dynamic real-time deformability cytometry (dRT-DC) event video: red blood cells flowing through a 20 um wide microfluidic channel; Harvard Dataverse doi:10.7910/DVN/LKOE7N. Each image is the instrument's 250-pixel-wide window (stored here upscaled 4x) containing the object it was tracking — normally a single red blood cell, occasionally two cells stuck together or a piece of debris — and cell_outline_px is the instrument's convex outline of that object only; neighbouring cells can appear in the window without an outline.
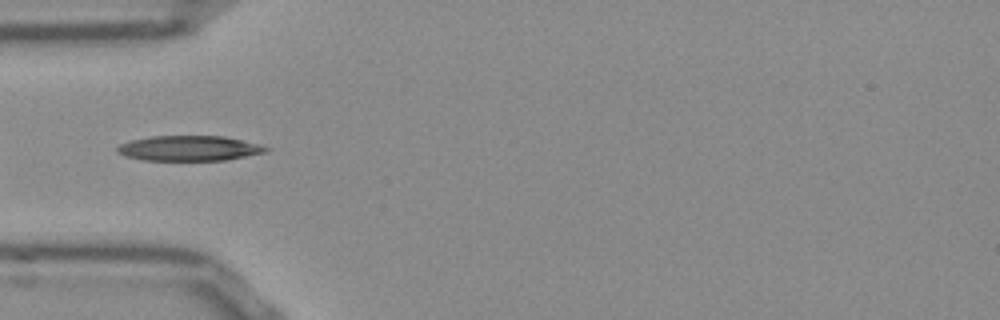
{"species": "Egyptian fruit bat (a non-hibernating species)", "species_latin": "Rousettus aegyptiacus", "temperature_condition": "room temperature", "stored_images_in_passage": 51, "camera_frame_rate_fps": 3000, "um_per_image_px": 0.085, "frame": {"image": 1, "passage_image": 15, "time_ms": 4.667, "image_size_px": [1000, 320], "cell_outline_px": [[272, 148], [264, 152], [224, 160], [144, 160], [124, 156], [116, 152], [116, 148], [120, 144], [128, 140], [152, 136], [224, 136]], "centroid_in_image_um": [15.99, 12.6], "position_along_channel_um": 69.0, "area_um2": 21.62}}
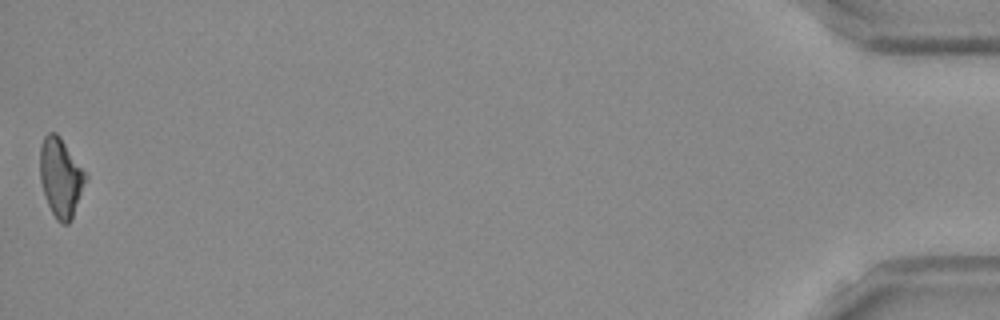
{"frame": {"image": 2, "passage_image": 51, "time_ms": 16.667, "image_size_px": [1000, 320], "cell_outline_px": [[88, 180], [72, 216], [68, 224], [60, 224], [56, 220], [48, 204], [40, 180], [40, 148], [44, 136], [48, 132], [56, 132], [60, 136], [88, 176]], "centroid_in_image_um": [5.17, 15.08], "position_along_channel_um": 430.0, "area_um2": 20.92}, "authors_computed_cell_mechanics": {"area_um2": 21.3282, "velocity_mm_per_s": 3.8547, "shape_relaxation_time_tau1_ms": null, "shape_relaxation_time_tau2_ms": 7.1257, "deformation_change_tau1": null, "deformation_change_tau2": 0.1707}}